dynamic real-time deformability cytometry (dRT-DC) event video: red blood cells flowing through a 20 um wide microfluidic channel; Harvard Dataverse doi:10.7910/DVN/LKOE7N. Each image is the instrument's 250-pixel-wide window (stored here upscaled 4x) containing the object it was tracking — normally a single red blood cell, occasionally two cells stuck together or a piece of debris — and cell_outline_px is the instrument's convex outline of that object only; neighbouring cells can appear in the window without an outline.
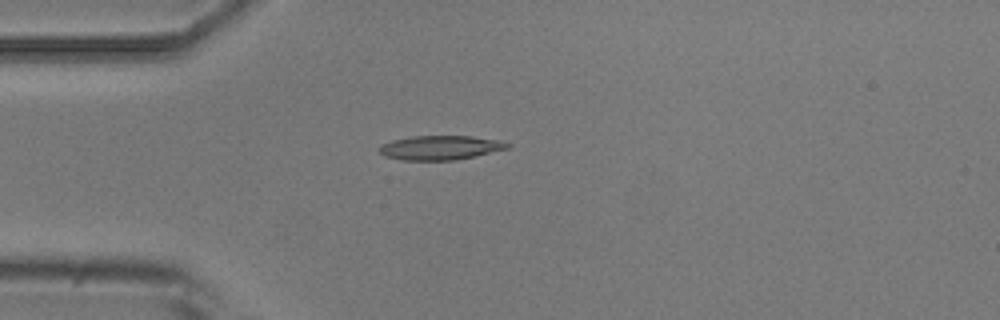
{"species": "common noctule bat (a hibernating species)", "species_latin": "Nyctalus noctula", "temperature_condition": "room temperature", "stored_images_in_passage": 3, "camera_frame_rate_fps": 3000, "um_per_image_px": 0.085, "animal": {"sex": "male", "body_mass_g": 20.5, "forearm_length_mm": 52.5}, "frame": {"image": 1, "passage_image": 2, "time_ms": 1.333, "image_size_px": [1000, 320], "cell_outline_px": [[512, 144], [508, 148], [456, 160], [400, 160], [384, 156], [380, 152], [380, 148], [384, 144], [392, 140], [412, 136], [472, 136], [496, 140]], "centroid_in_image_um": [37.41, 12.55], "position_along_channel_um": 47.6, "area_um2": 17.86}}